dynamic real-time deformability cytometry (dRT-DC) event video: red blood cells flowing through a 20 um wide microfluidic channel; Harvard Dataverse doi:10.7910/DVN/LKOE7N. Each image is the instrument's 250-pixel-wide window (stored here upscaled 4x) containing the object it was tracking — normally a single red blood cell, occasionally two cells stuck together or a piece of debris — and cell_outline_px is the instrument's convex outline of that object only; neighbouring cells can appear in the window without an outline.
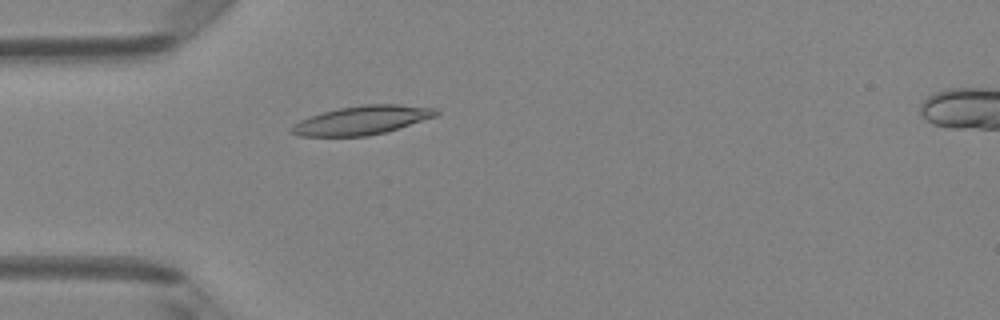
{"species": "Egyptian fruit bat (a non-hibernating species)", "species_latin": "Rousettus aegyptiacus", "temperature_condition": "room temperature", "stored_images_in_passage": 5, "camera_frame_rate_fps": 3000, "um_per_image_px": 0.085, "animal": {"sex": "female"}, "frame": {"image": 1, "passage_image": 5, "time_ms": 1.333, "image_size_px": [1000, 320], "cell_outline_px": [[440, 112], [436, 116], [384, 132], [368, 136], [300, 136], [288, 132], [300, 120], [324, 112], [340, 108], [364, 104], [396, 104], [436, 108]], "centroid_in_image_um": [30.78, 10.21], "position_along_channel_um": 54.2, "area_um2": 23.81}}